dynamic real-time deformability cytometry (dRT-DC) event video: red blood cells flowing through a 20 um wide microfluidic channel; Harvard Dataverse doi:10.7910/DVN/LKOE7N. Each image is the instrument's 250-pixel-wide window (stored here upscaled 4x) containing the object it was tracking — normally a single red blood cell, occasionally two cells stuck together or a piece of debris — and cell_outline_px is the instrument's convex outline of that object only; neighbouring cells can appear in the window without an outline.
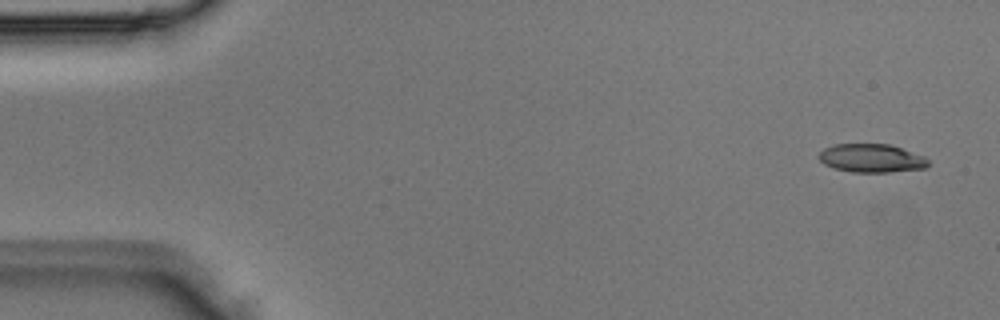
{"species": "Egyptian fruit bat (a non-hibernating species)", "species_latin": "Rousettus aegyptiacus", "temperature_condition": "room temperature", "stored_images_in_passage": 3, "camera_frame_rate_fps": 3000, "um_per_image_px": 0.085, "animal": {"sex": "male"}, "frame": {"image": 1, "passage_image": 1, "time_ms": 0.0, "image_size_px": [1000, 320], "cell_outline_px": [[928, 164], [924, 168], [888, 172], [852, 172], [832, 168], [824, 164], [816, 156], [824, 148], [836, 144], [888, 144], [924, 156], [928, 160]], "centroid_in_image_um": [74.02, 13.45], "position_along_channel_um": 11.0, "area_um2": 18.03}}